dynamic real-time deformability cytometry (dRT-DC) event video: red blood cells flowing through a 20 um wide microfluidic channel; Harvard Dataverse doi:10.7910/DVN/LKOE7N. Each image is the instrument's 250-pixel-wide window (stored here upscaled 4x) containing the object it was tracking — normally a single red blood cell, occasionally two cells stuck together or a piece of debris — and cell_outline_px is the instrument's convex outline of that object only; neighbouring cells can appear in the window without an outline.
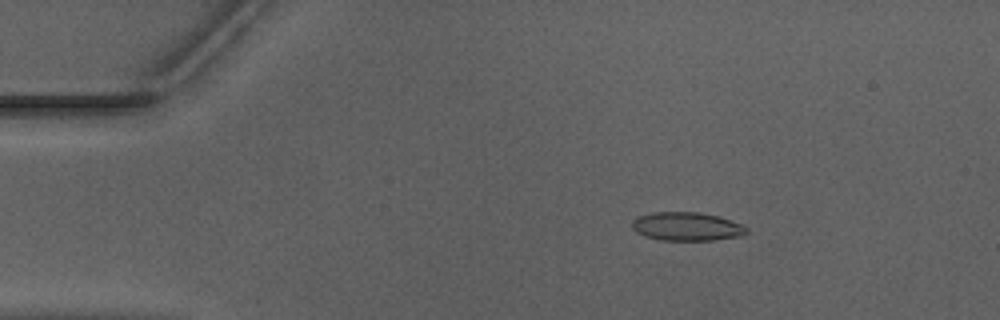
{"species": "Egyptian fruit bat (a non-hibernating species)", "species_latin": "Rousettus aegyptiacus", "temperature_condition": "warm", "stored_images_in_passage": 52, "camera_frame_rate_fps": 3000, "um_per_image_px": 0.085, "animal": {"sex": "male"}, "frame": {"image": 1, "passage_image": 9, "time_ms": 2.667, "image_size_px": [1000, 320], "cell_outline_px": [[748, 232], [744, 236], [712, 240], [660, 240], [644, 236], [636, 232], [632, 228], [632, 220], [640, 216], [652, 212], [700, 212], [720, 216], [740, 224], [748, 228]], "centroid_in_image_um": [58.39, 19.25], "position_along_channel_um": 26.6, "area_um2": 19.19}}
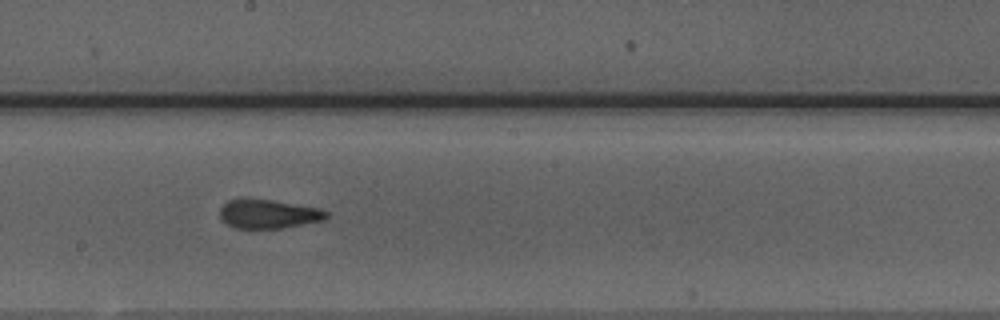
{"frame": {"image": 2, "passage_image": 29, "time_ms": 9.333, "image_size_px": [1000, 320], "cell_outline_px": [[328, 216], [324, 220], [280, 228], [236, 228], [224, 224], [220, 216], [220, 208], [228, 200], [272, 200], [320, 208], [328, 212]], "centroid_in_image_um": [22.82, 18.2], "position_along_channel_um": 225.4, "area_um2": 17.69}}
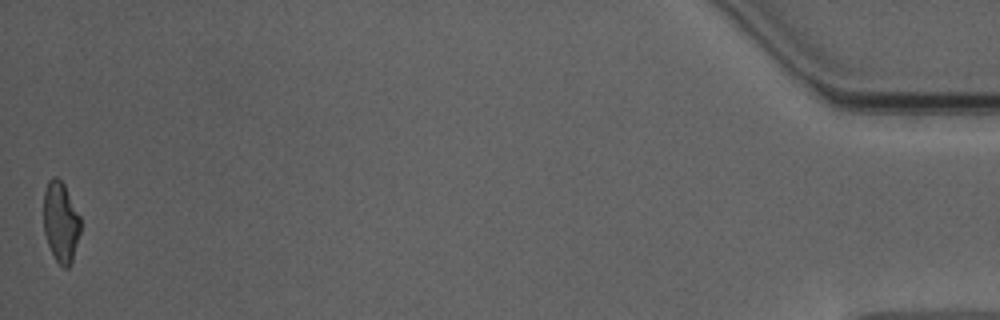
{"frame": {"image": 3, "passage_image": 52, "time_ms": 17.0, "image_size_px": [1000, 320], "cell_outline_px": [[80, 232], [72, 260], [68, 268], [64, 268], [56, 260], [48, 244], [44, 232], [44, 192], [48, 180], [52, 176], [56, 176], [64, 184], [80, 216]], "centroid_in_image_um": [5.16, 18.84], "position_along_channel_um": 430.0, "area_um2": 17.17}, "authors_computed_cell_mechanics": {"area_um2": 18.4382, "velocity_mm_per_s": 3.9732, "shape_relaxation_time_tau1_ms": null, "shape_relaxation_time_tau2_ms": 1.4521, "deformation_change_tau1": null, "deformation_change_tau2": 0.0869}}